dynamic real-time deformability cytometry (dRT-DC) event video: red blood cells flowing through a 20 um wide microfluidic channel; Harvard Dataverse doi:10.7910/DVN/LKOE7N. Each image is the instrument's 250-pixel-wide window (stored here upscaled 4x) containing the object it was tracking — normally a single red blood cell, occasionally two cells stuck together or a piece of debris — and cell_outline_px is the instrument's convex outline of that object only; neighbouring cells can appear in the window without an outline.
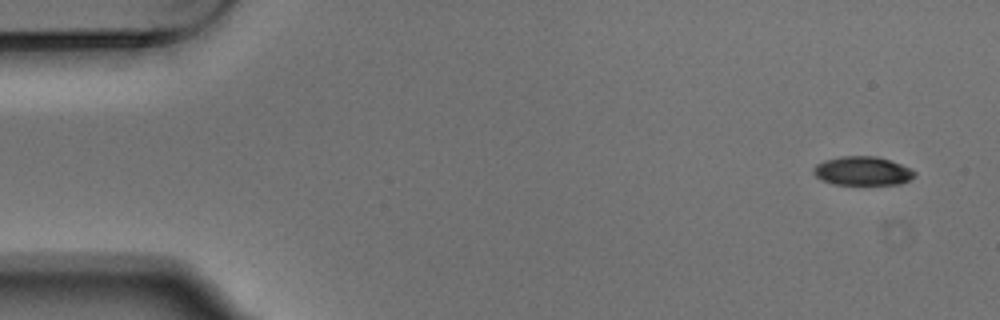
{"species": "Egyptian fruit bat (a non-hibernating species)", "species_latin": "Rousettus aegyptiacus", "temperature_condition": "warm", "stored_images_in_passage": 6, "camera_frame_rate_fps": 3000, "um_per_image_px": 0.085, "animal": {"sex": "male"}, "frame": {"image": 1, "passage_image": 1, "time_ms": 0.0, "image_size_px": [1000, 320], "cell_outline_px": [[916, 176], [900, 184], [832, 184], [820, 180], [812, 172], [812, 168], [816, 164], [824, 160], [840, 156], [876, 156], [900, 164], [916, 172]], "centroid_in_image_um": [73.26, 14.53], "position_along_channel_um": 11.7, "area_um2": 16.99}}
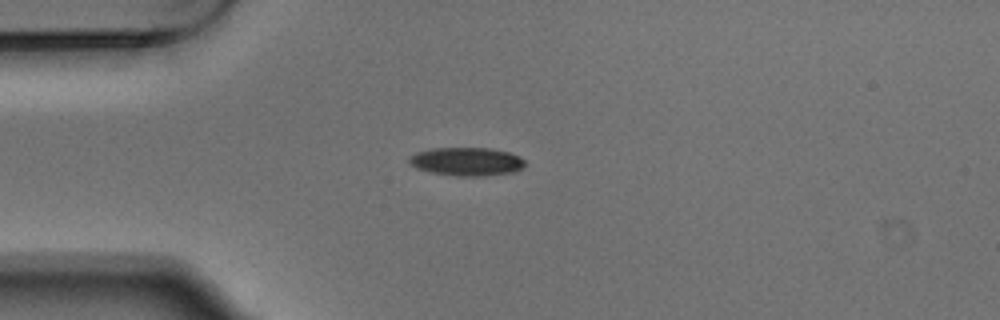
{"frame": {"image": 2, "passage_image": 4, "time_ms": 1.0, "image_size_px": [1000, 320], "cell_outline_px": [[524, 164], [516, 172], [484, 176], [456, 176], [432, 172], [416, 168], [408, 160], [408, 156], [416, 152], [432, 148], [488, 148], [508, 152], [520, 156], [524, 160]], "centroid_in_image_um": [39.66, 13.73], "position_along_channel_um": 45.3, "area_um2": 19.13}}
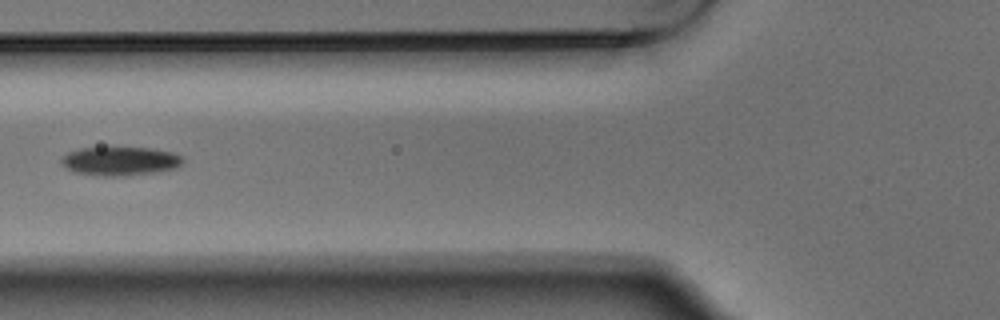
{"frame": {"image": 3, "passage_image": 6, "time_ms": 1.667, "image_size_px": [1000, 320], "cell_outline_px": [[184, 160], [180, 168], [156, 172], [124, 176], [104, 176], [72, 172], [60, 164], [60, 160], [68, 152], [80, 148], [148, 148], [172, 152], [180, 156]], "centroid_in_image_um": [10.21, 13.71], "position_along_channel_um": 115.6, "area_um2": 20.46}}